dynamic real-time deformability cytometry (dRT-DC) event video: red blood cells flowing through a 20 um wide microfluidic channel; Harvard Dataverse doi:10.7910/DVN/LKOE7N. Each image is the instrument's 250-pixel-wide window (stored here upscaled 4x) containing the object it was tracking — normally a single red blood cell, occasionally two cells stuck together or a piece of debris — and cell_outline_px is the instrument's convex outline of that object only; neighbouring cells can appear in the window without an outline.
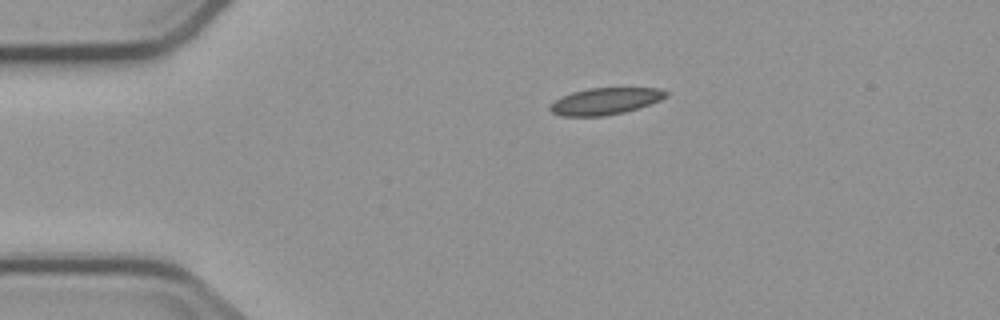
{"species": "common noctule bat (a hibernating species)", "species_latin": "Nyctalus noctula", "temperature_condition": "cold", "stored_images_in_passage": 4, "camera_frame_rate_fps": 3000, "um_per_image_px": 0.085, "animal": {"sex": "male", "body_mass_g": 23.1, "forearm_length_mm": 52.7}, "frame": {"image": 1, "passage_image": 1, "time_ms": 0.0, "image_size_px": [1000, 320], "cell_outline_px": [[668, 96], [660, 100], [624, 112], [604, 116], [560, 116], [552, 112], [548, 108], [556, 100], [572, 92], [588, 88], [660, 88], [668, 92]], "centroid_in_image_um": [51.45, 8.6], "position_along_channel_um": 33.5, "area_um2": 17.86}}
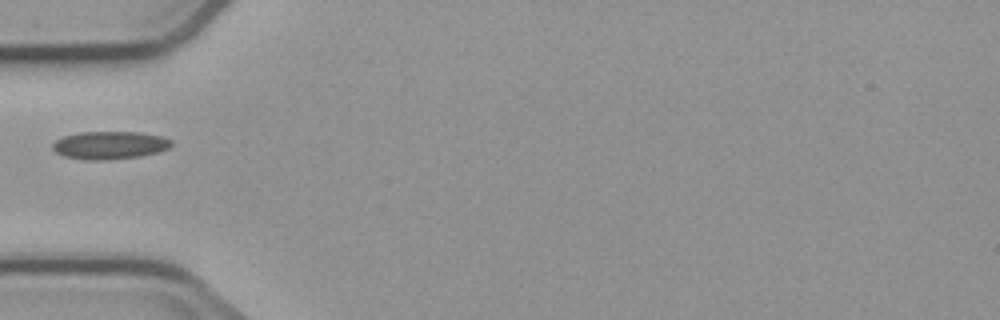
{"frame": {"image": 2, "passage_image": 3, "time_ms": 2.333, "image_size_px": [1000, 320], "cell_outline_px": [[172, 144], [168, 148], [160, 152], [140, 156], [108, 160], [84, 160], [64, 156], [56, 152], [52, 148], [52, 144], [56, 140], [64, 136], [80, 132], [140, 132], [160, 136], [172, 140]], "centroid_in_image_um": [9.33, 12.35], "position_along_channel_um": 75.7, "area_um2": 19.36}}
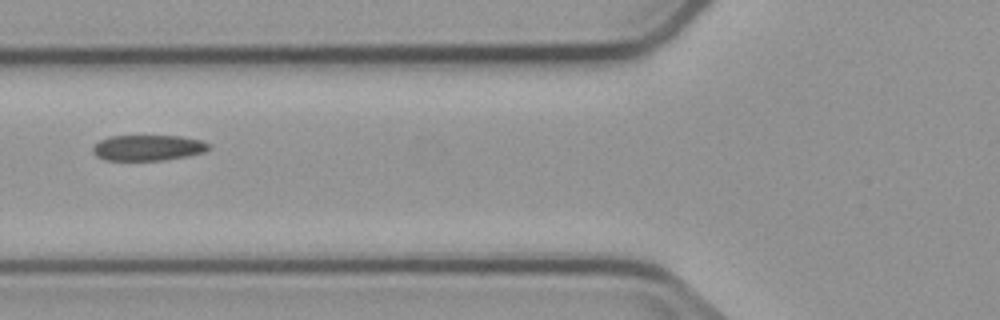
{"frame": {"image": 3, "passage_image": 4, "time_ms": 3.333, "image_size_px": [1000, 320], "cell_outline_px": [[208, 148], [204, 152], [164, 160], [104, 160], [96, 156], [92, 152], [92, 148], [100, 140], [108, 136], [180, 136], [200, 140], [208, 144]], "centroid_in_image_um": [12.51, 12.56], "position_along_channel_um": 113.3, "area_um2": 17.17}}